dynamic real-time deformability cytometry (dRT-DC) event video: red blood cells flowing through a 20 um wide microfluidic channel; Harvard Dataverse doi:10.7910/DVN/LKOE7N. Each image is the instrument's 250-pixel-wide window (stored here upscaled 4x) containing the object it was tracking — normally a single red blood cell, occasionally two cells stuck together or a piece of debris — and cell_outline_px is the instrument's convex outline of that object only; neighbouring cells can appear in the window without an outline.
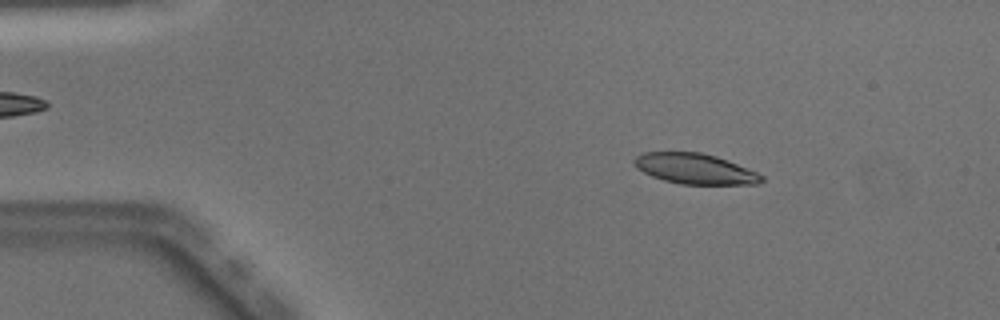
{"species": "Egyptian fruit bat (a non-hibernating species)", "species_latin": "Rousettus aegyptiacus", "temperature_condition": "warm", "stored_images_in_passage": 49, "camera_frame_rate_fps": 3000, "um_per_image_px": 0.085, "animal": {"sex": "male"}, "frame": {"image": 1, "passage_image": 7, "time_ms": 2.0, "image_size_px": [1000, 320], "cell_outline_px": [[764, 180], [756, 184], [680, 184], [664, 180], [652, 176], [636, 168], [632, 164], [632, 160], [640, 152], [700, 152], [716, 156], [728, 160], [756, 172], [764, 176]], "centroid_in_image_um": [59.03, 14.34], "position_along_channel_um": 26.0, "area_um2": 22.66}}
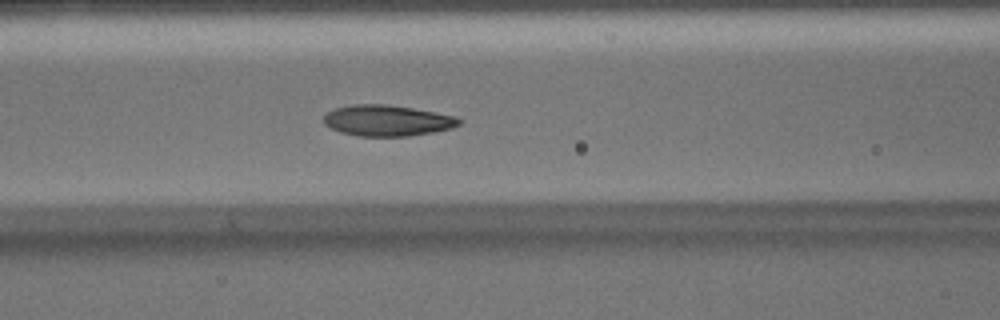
{"frame": {"image": 2, "passage_image": 20, "time_ms": 6.333, "image_size_px": [1000, 320], "cell_outline_px": [[460, 124], [452, 128], [432, 132], [408, 136], [360, 136], [340, 132], [324, 124], [324, 116], [328, 112], [336, 108], [352, 104], [384, 104], [412, 108], [436, 112], [456, 116], [460, 120]], "centroid_in_image_um": [32.91, 10.24], "position_along_channel_um": 133.7, "area_um2": 24.28}}
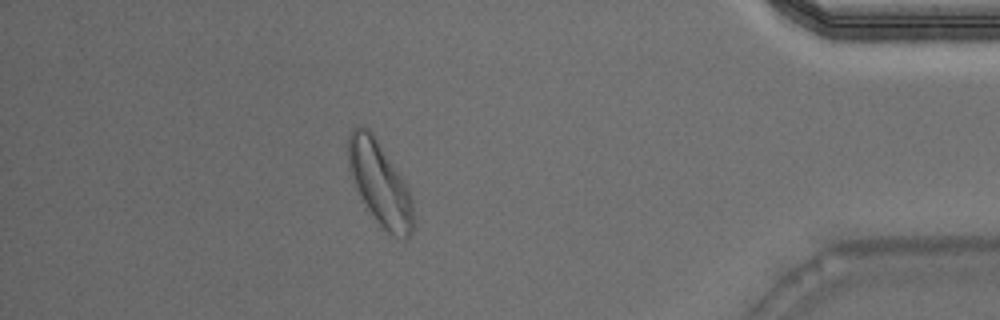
{"frame": {"image": 3, "passage_image": 43, "time_ms": 14.0, "image_size_px": [1000, 320], "cell_outline_px": [[416, 228], [404, 240], [384, 232], [380, 228], [364, 208], [348, 168], [348, 132], [352, 128], [368, 128], [372, 132], [404, 180], [408, 188], [412, 200], [416, 224]], "centroid_in_image_um": [32.3, 15.69], "position_along_channel_um": 402.9, "area_um2": 32.54}, "authors_computed_cell_mechanics": {"area_um2": 24.276, "velocity_mm_per_s": 4.0573, "shape_relaxation_time_tau1_ms": 4.416, "shape_relaxation_time_tau2_ms": 1.7849, "deformation_change_tau1": 0.1611, "deformation_change_tau2": 0.0793}}